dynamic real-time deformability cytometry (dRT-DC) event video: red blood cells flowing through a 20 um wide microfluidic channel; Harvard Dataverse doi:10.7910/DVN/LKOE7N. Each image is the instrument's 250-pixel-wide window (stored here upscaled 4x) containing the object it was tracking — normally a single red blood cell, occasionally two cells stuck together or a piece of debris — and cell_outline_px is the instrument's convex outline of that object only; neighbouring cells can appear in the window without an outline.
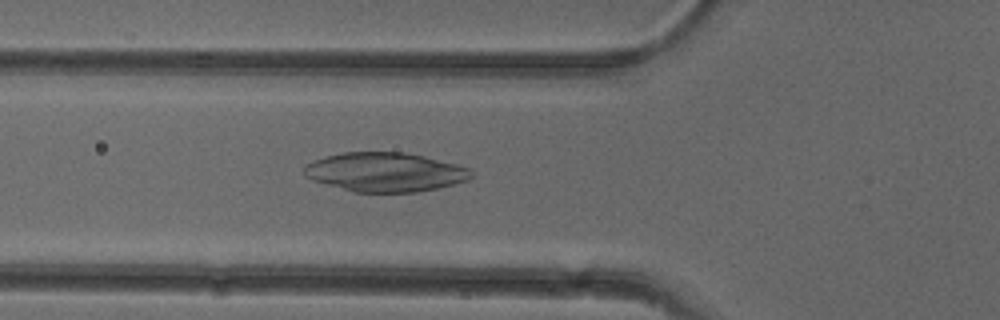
{"species": "common noctule bat (a hibernating species)", "species_latin": "Nyctalus noctula", "temperature_condition": "cold", "stored_images_in_passage": 43, "camera_frame_rate_fps": 3000, "um_per_image_px": 0.085, "animal": {"sex": "female"}, "frame": {"image": 1, "passage_image": 10, "time_ms": 3.0, "image_size_px": [1000, 320], "cell_outline_px": [[476, 172], [468, 180], [436, 188], [416, 192], [356, 192], [312, 180], [304, 176], [300, 168], [304, 164], [312, 160], [324, 156], [344, 152], [404, 152], [424, 156], [472, 168]], "centroid_in_image_um": [32.7, 14.61], "position_along_channel_um": 93.1, "area_um2": 38.44}}
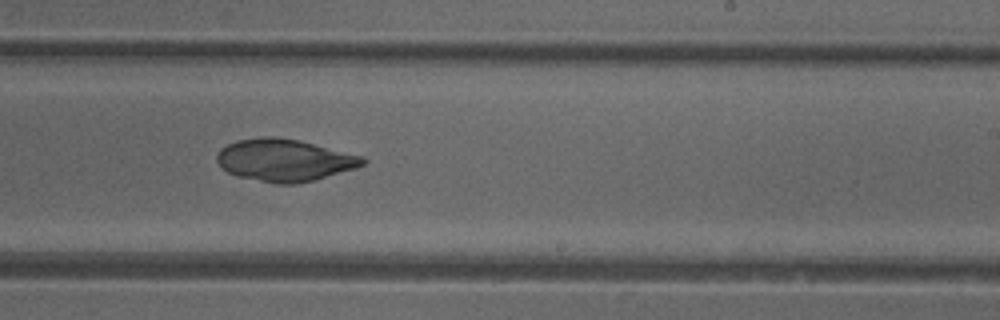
{"frame": {"image": 2, "passage_image": 23, "time_ms": 7.333, "image_size_px": [1000, 320], "cell_outline_px": [[368, 160], [364, 164], [356, 168], [312, 180], [296, 184], [276, 184], [236, 176], [228, 172], [216, 160], [216, 156], [220, 148], [236, 140], [264, 136], [272, 136], [300, 140], [364, 156]], "centroid_in_image_um": [24.18, 13.6], "position_along_channel_um": 264.8, "area_um2": 35.95}}
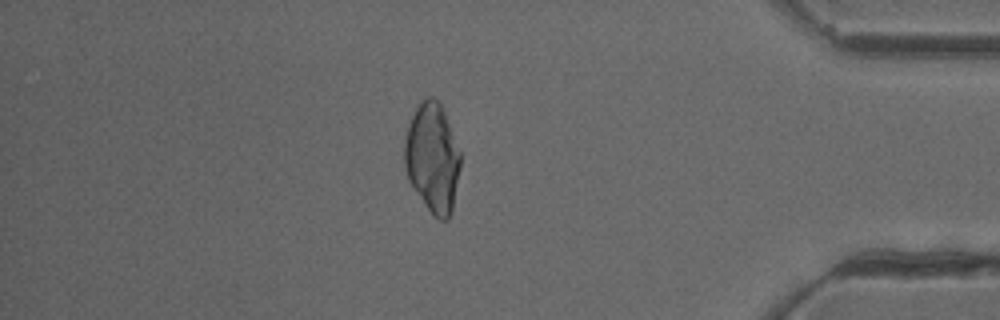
{"frame": {"image": 3, "passage_image": 36, "time_ms": 11.667, "image_size_px": [1000, 320], "cell_outline_px": [[460, 168], [452, 212], [448, 220], [440, 220], [432, 216], [408, 180], [404, 168], [404, 140], [408, 124], [416, 104], [420, 100], [428, 96], [432, 96], [440, 104], [444, 112], [460, 152]], "centroid_in_image_um": [36.73, 13.42], "position_along_channel_um": 398.5, "area_um2": 35.95}}